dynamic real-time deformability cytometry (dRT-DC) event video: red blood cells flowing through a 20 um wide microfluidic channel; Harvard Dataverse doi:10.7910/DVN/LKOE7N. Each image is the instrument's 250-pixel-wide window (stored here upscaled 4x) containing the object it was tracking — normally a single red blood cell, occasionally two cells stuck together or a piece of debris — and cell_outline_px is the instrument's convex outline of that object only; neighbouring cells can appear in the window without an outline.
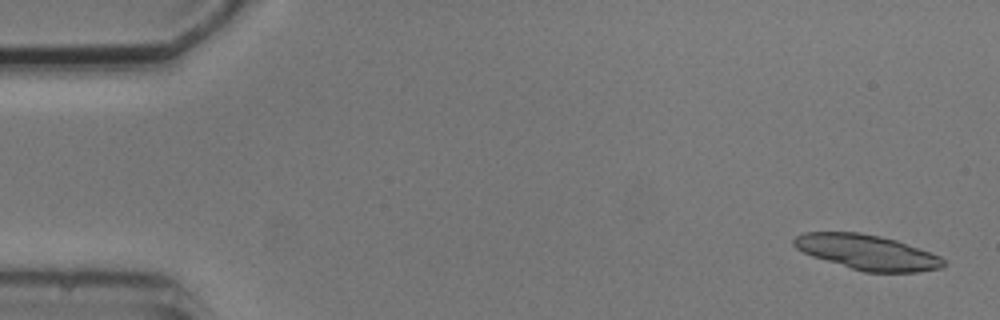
{"species": "common noctule bat (a hibernating species)", "species_latin": "Nyctalus noctula", "temperature_condition": "cold", "stored_images_in_passage": 6, "segment_of_instrument_passage": [1, 2], "camera_frame_rate_fps": 3000, "um_per_image_px": 0.085, "animal": {"sex": "male", "body_mass_g": 20.5, "forearm_length_mm": 52.5}, "frame": {"image": 1, "passage_image": 1, "time_ms": 0.0, "image_size_px": [1000, 320], "cell_outline_px": [[944, 268], [916, 272], [864, 272], [812, 256], [796, 248], [792, 244], [792, 240], [796, 236], [804, 232], [860, 232], [880, 236], [896, 240], [940, 256], [944, 260]], "centroid_in_image_um": [73.7, 21.44], "position_along_channel_um": 11.3, "area_um2": 30.35}}